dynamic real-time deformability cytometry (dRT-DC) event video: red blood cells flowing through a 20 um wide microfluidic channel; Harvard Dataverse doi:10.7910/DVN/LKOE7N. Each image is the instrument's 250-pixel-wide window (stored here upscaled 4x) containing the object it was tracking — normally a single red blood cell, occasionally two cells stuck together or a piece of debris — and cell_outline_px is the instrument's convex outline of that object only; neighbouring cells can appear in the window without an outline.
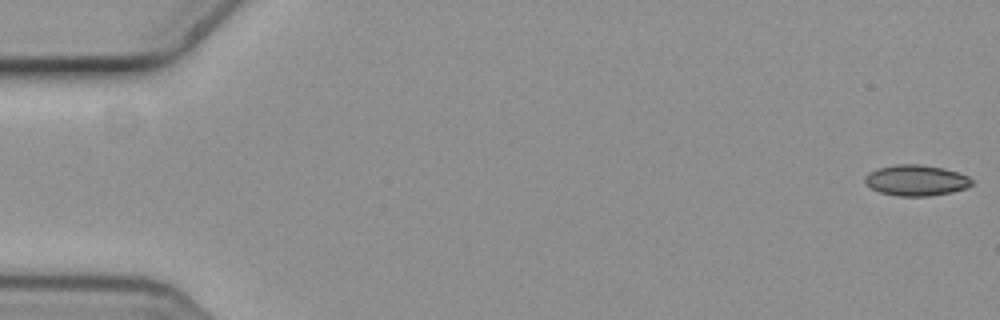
{"species": "common noctule bat (a hibernating species)", "species_latin": "Nyctalus noctula", "temperature_condition": "cold", "stored_images_in_passage": 2, "camera_frame_rate_fps": 3000, "um_per_image_px": 0.085, "animal": {"sex": "female", "body_mass_g": 19.3, "forearm_length_mm": 54.1}, "frame": {"image": 1, "passage_image": 2, "time_ms": 0.333, "image_size_px": [1000, 320], "cell_outline_px": [[972, 184], [968, 188], [952, 192], [928, 196], [900, 196], [880, 192], [872, 188], [864, 180], [864, 176], [868, 172], [876, 168], [896, 164], [920, 164], [944, 168], [968, 176], [972, 180]], "centroid_in_image_um": [77.87, 15.32], "position_along_channel_um": 7.1, "area_um2": 19.25}}